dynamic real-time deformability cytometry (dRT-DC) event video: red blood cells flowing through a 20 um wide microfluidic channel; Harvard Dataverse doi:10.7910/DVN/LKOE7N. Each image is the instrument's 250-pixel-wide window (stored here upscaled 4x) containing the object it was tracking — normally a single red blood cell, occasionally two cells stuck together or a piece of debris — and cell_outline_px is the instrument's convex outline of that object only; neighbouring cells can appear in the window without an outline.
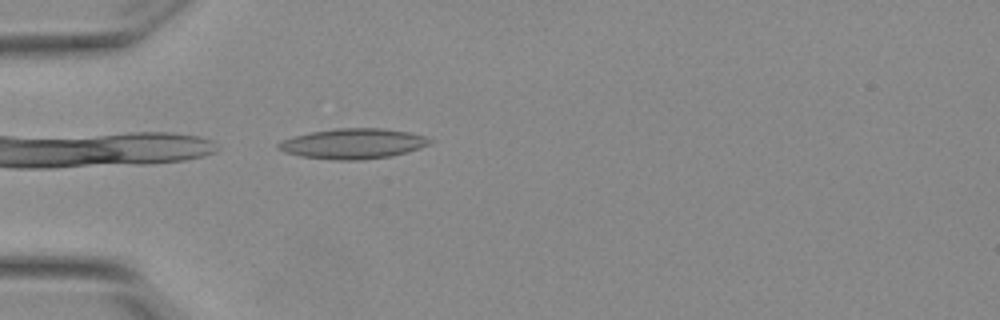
{"species": "Egyptian fruit bat (a non-hibernating species)", "species_latin": "Rousettus aegyptiacus", "temperature_condition": "warm", "stored_images_in_passage": 34, "camera_frame_rate_fps": 3000, "um_per_image_px": 0.085, "animal": {"sex": "female"}, "frame": {"image": 1, "passage_image": 1, "time_ms": 0.0, "image_size_px": [1000, 320], "cell_outline_px": [[432, 140], [428, 144], [420, 148], [392, 156], [360, 160], [336, 160], [300, 156], [284, 152], [276, 148], [276, 144], [280, 140], [292, 136], [312, 132], [336, 128], [384, 128], [408, 132], [424, 136]], "centroid_in_image_um": [29.95, 12.21], "position_along_channel_um": 55.0, "area_um2": 26.76}}
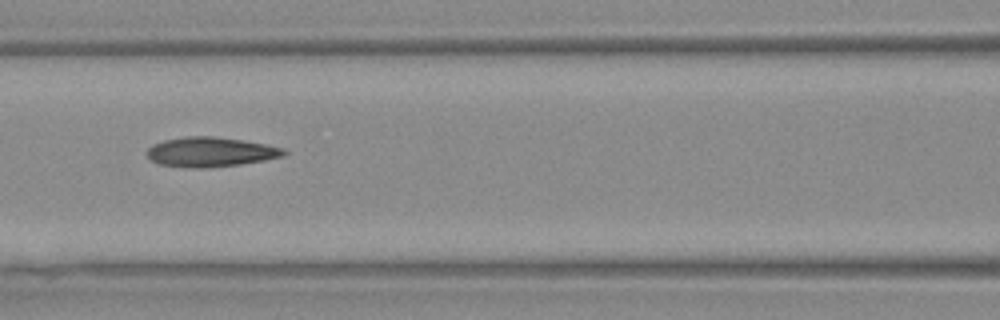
{"frame": {"image": 2, "passage_image": 9, "time_ms": 2.667, "image_size_px": [1000, 320], "cell_outline_px": [[288, 152], [284, 156], [264, 160], [240, 164], [204, 168], [196, 168], [160, 164], [152, 160], [148, 156], [148, 148], [152, 144], [164, 140], [184, 136], [216, 136], [244, 140], [284, 148]], "centroid_in_image_um": [17.92, 12.9], "position_along_channel_um": 148.7, "area_um2": 23.58}}
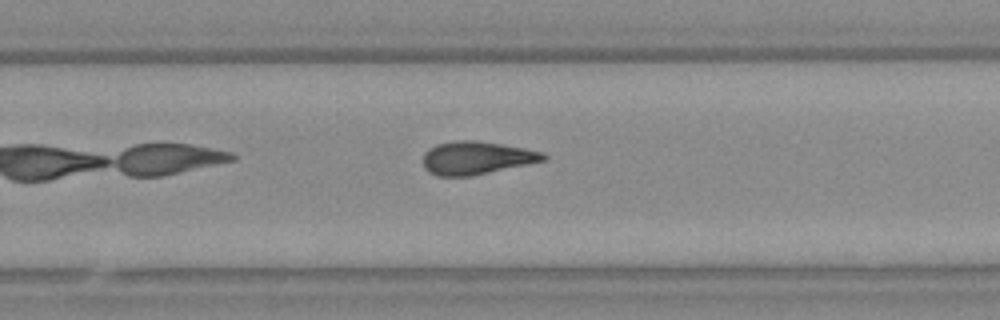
{"frame": {"image": 3, "passage_image": 20, "time_ms": 6.333, "image_size_px": [1000, 320], "cell_outline_px": [[548, 160], [472, 176], [436, 176], [428, 172], [424, 168], [424, 152], [428, 148], [436, 144], [456, 140], [476, 140], [524, 148], [544, 152], [548, 156]], "centroid_in_image_um": [40.51, 13.42], "position_along_channel_um": 289.3, "area_um2": 23.41}, "authors_computed_cell_mechanics": {"area_um2": 23.1489, "velocity_mm_per_s": 3.8536, "shape_relaxation_time_tau1_ms": null, "shape_relaxation_time_tau2_ms": 5.4425, "deformation_change_tau1": null, "deformation_change_tau2": 0.1736}}